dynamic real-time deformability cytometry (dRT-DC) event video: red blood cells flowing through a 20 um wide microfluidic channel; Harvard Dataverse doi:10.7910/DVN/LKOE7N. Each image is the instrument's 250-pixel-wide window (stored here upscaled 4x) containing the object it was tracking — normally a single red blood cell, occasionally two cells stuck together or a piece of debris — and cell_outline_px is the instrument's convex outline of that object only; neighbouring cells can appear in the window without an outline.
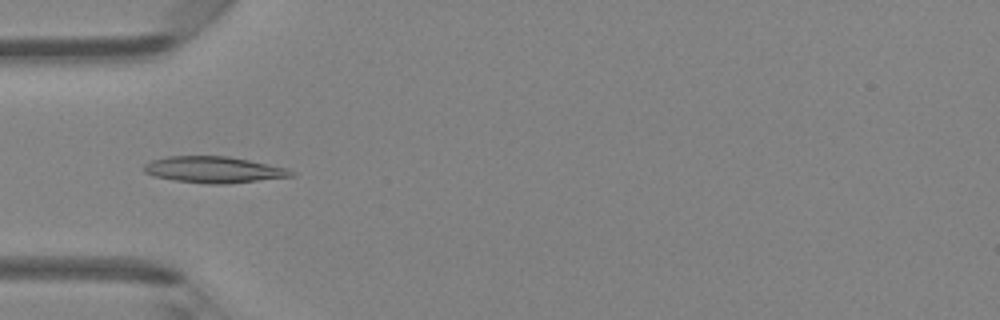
{"species": "Egyptian fruit bat (a non-hibernating species)", "species_latin": "Rousettus aegyptiacus", "temperature_condition": "room temperature", "stored_images_in_passage": 46, "camera_frame_rate_fps": 3000, "um_per_image_px": 0.085, "animal": {"sex": "female"}, "frame": {"image": 1, "passage_image": 14, "time_ms": 4.333, "image_size_px": [1000, 320], "cell_outline_px": [[296, 176], [224, 184], [212, 184], [176, 180], [152, 176], [144, 172], [144, 164], [152, 160], [168, 156], [228, 156], [288, 168], [296, 172]], "centroid_in_image_um": [18.2, 14.42], "position_along_channel_um": 66.8, "area_um2": 22.54}}
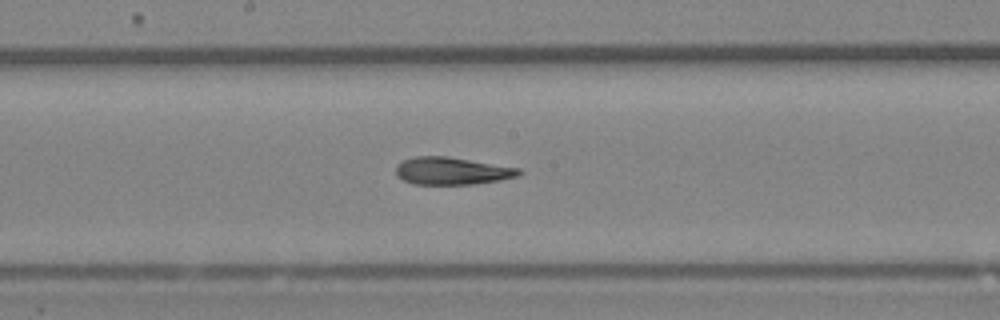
{"frame": {"image": 2, "passage_image": 24, "time_ms": 7.667, "image_size_px": [1000, 320], "cell_outline_px": [[524, 172], [520, 176], [500, 180], [472, 184], [412, 184], [396, 176], [396, 164], [404, 160], [416, 156], [448, 156], [520, 168]], "centroid_in_image_um": [38.44, 14.53], "position_along_channel_um": 209.8, "area_um2": 19.83}}
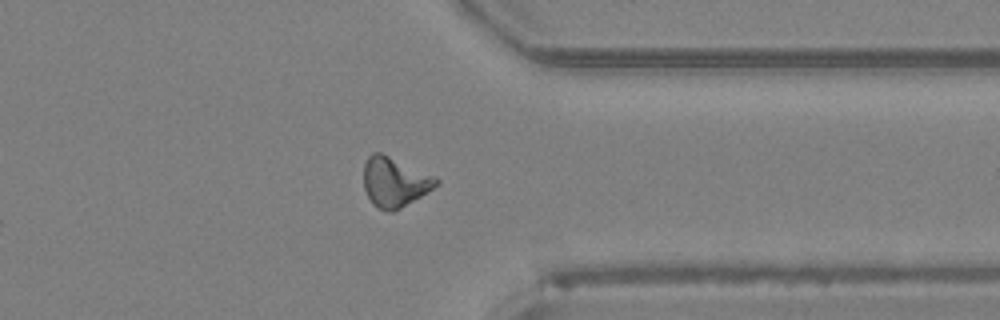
{"frame": {"image": 3, "passage_image": 36, "time_ms": 11.667, "image_size_px": [1000, 320], "cell_outline_px": [[440, 184], [400, 208], [392, 212], [388, 212], [372, 204], [364, 188], [364, 164], [368, 156], [372, 152], [380, 152], [436, 176], [440, 180]], "centroid_in_image_um": [33.55, 15.46], "position_along_channel_um": 377.9, "area_um2": 20.92}, "authors_computed_cell_mechanics": {"area_um2": 20.2589, "velocity_mm_per_s": 4.3148, "shape_relaxation_time_tau1_ms": 4.9881, "shape_relaxation_time_tau2_ms": 3.1474, "deformation_change_tau1": 0.1697, "deformation_change_tau2": 0.1294}}